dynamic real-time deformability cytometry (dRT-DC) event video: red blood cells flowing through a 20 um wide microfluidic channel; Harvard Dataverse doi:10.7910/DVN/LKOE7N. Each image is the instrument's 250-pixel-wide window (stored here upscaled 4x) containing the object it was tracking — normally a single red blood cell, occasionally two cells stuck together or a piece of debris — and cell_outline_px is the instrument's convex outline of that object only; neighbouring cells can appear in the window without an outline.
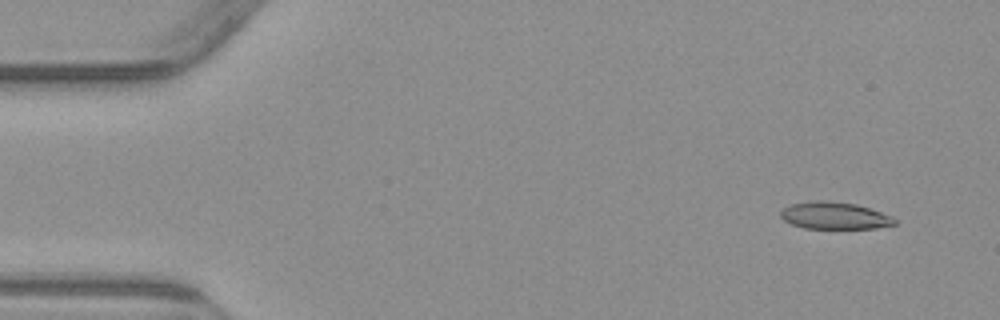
{"species": "common noctule bat (a hibernating species)", "species_latin": "Nyctalus noctula", "temperature_condition": "warm", "stored_images_in_passage": 4, "camera_frame_rate_fps": 3000, "um_per_image_px": 0.085, "animal": {"sex": "male", "body_mass_g": 23.1, "forearm_length_mm": 52.7}, "frame": {"image": 1, "passage_image": 1, "time_ms": 0.0, "image_size_px": [1000, 320], "cell_outline_px": [[896, 224], [876, 228], [804, 228], [792, 224], [784, 220], [780, 216], [780, 212], [788, 204], [812, 200], [824, 200], [856, 204], [892, 216], [896, 220]], "centroid_in_image_um": [70.9, 18.32], "position_along_channel_um": 14.1, "area_um2": 17.98}}
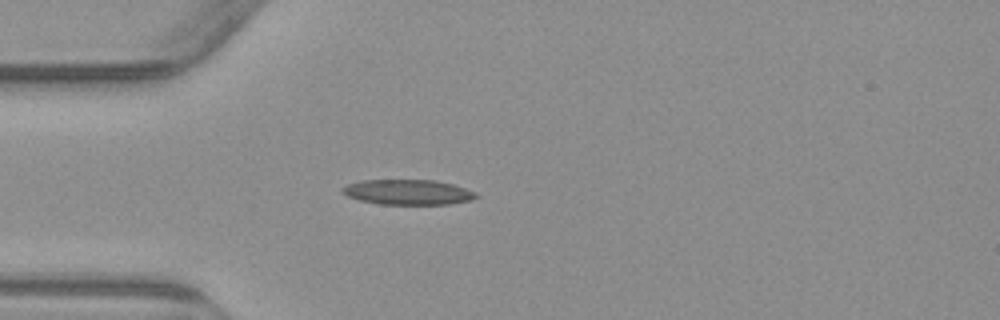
{"frame": {"image": 2, "passage_image": 4, "time_ms": 3.667, "image_size_px": [1000, 320], "cell_outline_px": [[480, 196], [468, 200], [448, 204], [380, 204], [360, 200], [348, 196], [340, 192], [340, 188], [348, 184], [360, 180], [436, 180], [452, 184], [476, 192]], "centroid_in_image_um": [34.64, 16.32], "position_along_channel_um": 50.4, "area_um2": 19.54}}